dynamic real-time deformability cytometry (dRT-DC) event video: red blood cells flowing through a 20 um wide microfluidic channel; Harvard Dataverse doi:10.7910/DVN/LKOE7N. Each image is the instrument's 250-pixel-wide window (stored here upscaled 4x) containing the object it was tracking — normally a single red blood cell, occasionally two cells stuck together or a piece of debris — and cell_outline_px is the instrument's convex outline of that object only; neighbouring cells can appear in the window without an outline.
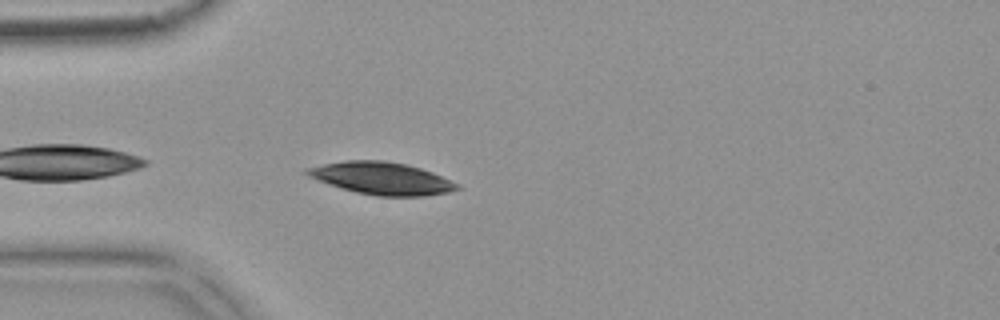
{"species": "common noctule bat (a hibernating species)", "species_latin": "Nyctalus noctula", "temperature_condition": "warm", "stored_images_in_passage": 14, "camera_frame_rate_fps": 3000, "um_per_image_px": 0.085, "animal": {"sex": "female", "body_mass_g": 18.4}, "frame": {"image": 1, "passage_image": 3, "time_ms": 0.667, "image_size_px": [1000, 320], "cell_outline_px": [[460, 188], [448, 192], [424, 196], [376, 196], [356, 192], [328, 184], [308, 176], [304, 172], [304, 168], [344, 160], [384, 160], [404, 164], [420, 168], [432, 172], [460, 184]], "centroid_in_image_um": [32.43, 15.15], "position_along_channel_um": 52.6, "area_um2": 28.21}}
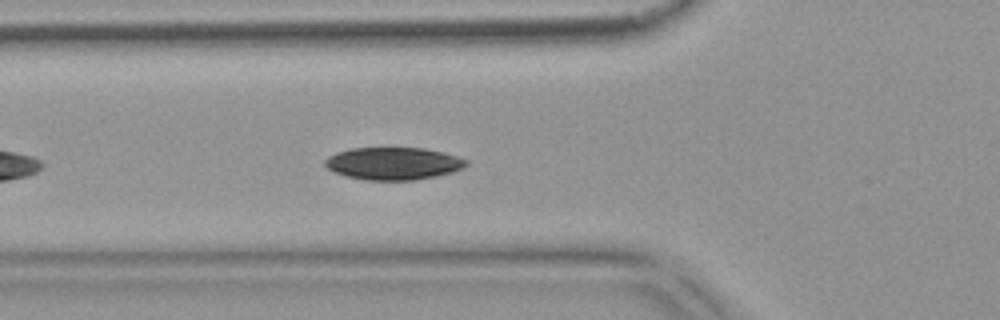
{"frame": {"image": 2, "passage_image": 7, "time_ms": 2.0, "image_size_px": [1000, 320], "cell_outline_px": [[468, 164], [464, 168], [452, 172], [436, 176], [416, 180], [368, 180], [348, 176], [336, 172], [328, 168], [324, 164], [324, 160], [328, 156], [336, 152], [352, 148], [424, 148], [456, 156], [468, 160]], "centroid_in_image_um": [33.44, 13.89], "position_along_channel_um": 92.4, "area_um2": 26.59}}